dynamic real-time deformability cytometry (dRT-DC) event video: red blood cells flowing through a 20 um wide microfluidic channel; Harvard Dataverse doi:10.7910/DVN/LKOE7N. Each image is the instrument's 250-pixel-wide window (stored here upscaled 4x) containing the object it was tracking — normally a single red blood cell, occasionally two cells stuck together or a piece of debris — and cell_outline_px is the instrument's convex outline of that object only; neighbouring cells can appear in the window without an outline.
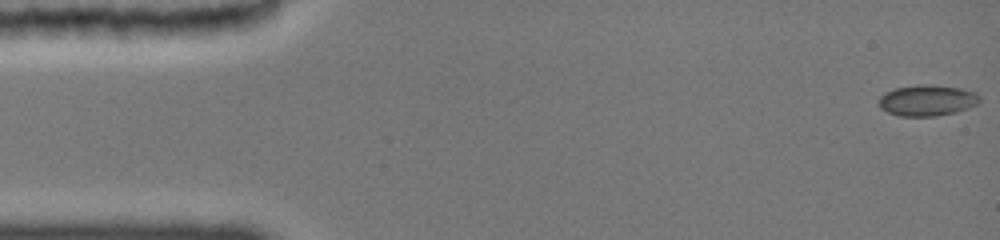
{"species": "common noctule bat (a hibernating species)", "species_latin": "Nyctalus noctula", "temperature_condition": "cold", "stored_images_in_passage": 13, "camera_frame_rate_fps": 3000, "um_per_image_px": 0.085, "animal": {"sex": "female", "body_mass_g": 19.0, "forearm_length_mm": 51.5}, "frame": {"image": 1, "passage_image": 1, "time_ms": 0.0, "image_size_px": [1000, 240], "cell_outline_px": [[980, 100], [976, 104], [968, 108], [956, 112], [936, 116], [900, 116], [888, 112], [880, 108], [880, 96], [884, 92], [896, 88], [916, 84], [932, 84], [960, 88], [976, 92], [980, 96]], "centroid_in_image_um": [78.82, 8.52], "position_along_channel_um": 6.2, "area_um2": 18.32}}
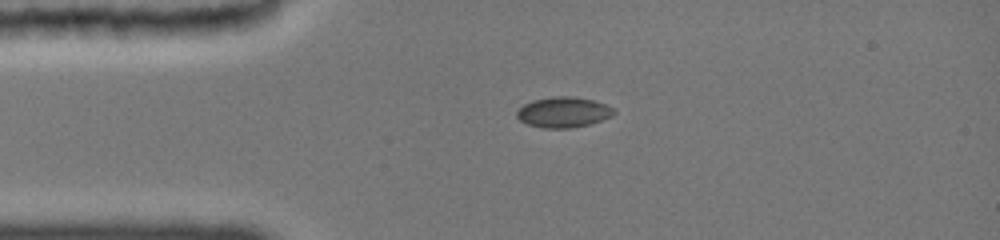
{"frame": {"image": 2, "passage_image": 10, "time_ms": 3.333, "image_size_px": [1000, 240], "cell_outline_px": [[612, 112], [608, 116], [600, 120], [588, 124], [568, 128], [548, 128], [528, 124], [520, 120], [516, 116], [516, 112], [524, 104], [532, 100], [552, 96], [572, 96], [596, 100], [612, 108]], "centroid_in_image_um": [47.83, 9.51], "position_along_channel_um": 37.2, "area_um2": 16.88}}